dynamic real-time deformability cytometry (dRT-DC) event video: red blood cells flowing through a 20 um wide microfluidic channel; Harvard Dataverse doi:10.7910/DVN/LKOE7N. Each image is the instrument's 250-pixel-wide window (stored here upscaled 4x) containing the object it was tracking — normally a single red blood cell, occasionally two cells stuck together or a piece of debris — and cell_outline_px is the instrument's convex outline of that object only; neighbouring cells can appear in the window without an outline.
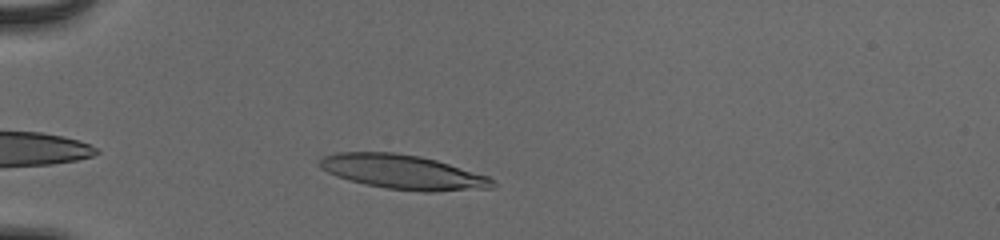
{"species": "human", "species_latin": "Homo sapiens", "temperature_condition": "cold", "stored_images_in_passage": 46, "camera_frame_rate_fps": 3000, "um_per_image_px": 0.085, "donor": {"sex": "male"}, "frame": {"image": 1, "passage_image": 9, "time_ms": 2.667, "image_size_px": [1000, 240], "cell_outline_px": [[496, 188], [436, 192], [424, 192], [388, 188], [364, 184], [348, 180], [336, 176], [320, 168], [320, 160], [324, 156], [336, 152], [396, 152], [420, 156], [436, 160], [488, 176], [496, 184]], "centroid_in_image_um": [34.27, 14.63], "position_along_channel_um": 50.7, "area_um2": 34.74}}
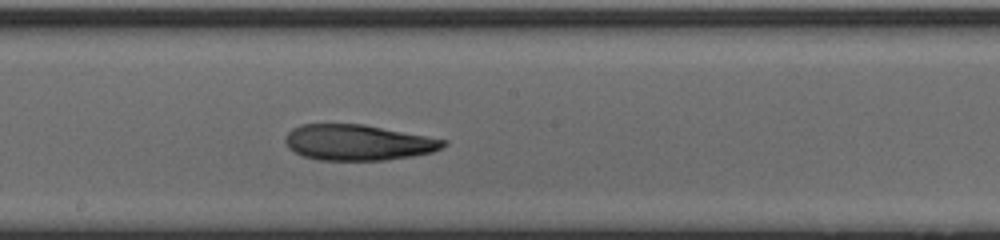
{"frame": {"image": 2, "passage_image": 24, "time_ms": 7.667, "image_size_px": [1000, 240], "cell_outline_px": [[448, 144], [432, 152], [412, 156], [384, 160], [316, 160], [292, 152], [288, 148], [284, 140], [288, 132], [292, 128], [300, 124], [364, 124], [428, 136], [448, 140]], "centroid_in_image_um": [30.41, 12.11], "position_along_channel_um": 217.8, "area_um2": 33.12}}
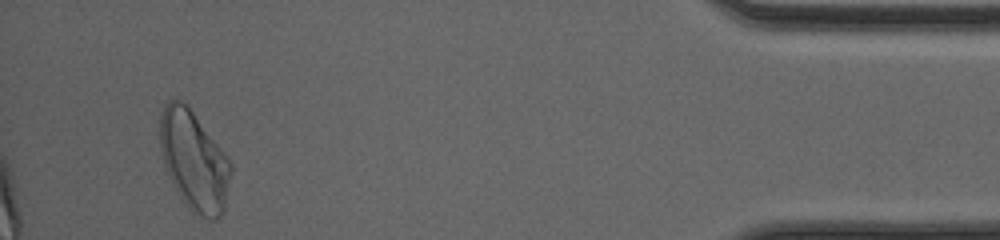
{"frame": {"image": 3, "passage_image": 44, "time_ms": 14.333, "image_size_px": [1000, 240], "cell_outline_px": [[232, 172], [224, 212], [216, 220], [208, 220], [188, 208], [172, 184], [164, 164], [160, 148], [160, 112], [164, 104], [168, 100], [180, 100], [188, 104], [228, 156], [232, 164]], "centroid_in_image_um": [16.51, 13.64], "position_along_channel_um": 418.7, "area_um2": 41.62}, "authors_computed_cell_mechanics": {"area_um2": 33.6974, "velocity_mm_per_s": 3.8811, "shape_relaxation_time_tau1_ms": 5.346, "shape_relaxation_time_tau2_ms": 3.1859, "deformation_change_tau1": 0.1844, "deformation_change_tau2": 0.1218}}